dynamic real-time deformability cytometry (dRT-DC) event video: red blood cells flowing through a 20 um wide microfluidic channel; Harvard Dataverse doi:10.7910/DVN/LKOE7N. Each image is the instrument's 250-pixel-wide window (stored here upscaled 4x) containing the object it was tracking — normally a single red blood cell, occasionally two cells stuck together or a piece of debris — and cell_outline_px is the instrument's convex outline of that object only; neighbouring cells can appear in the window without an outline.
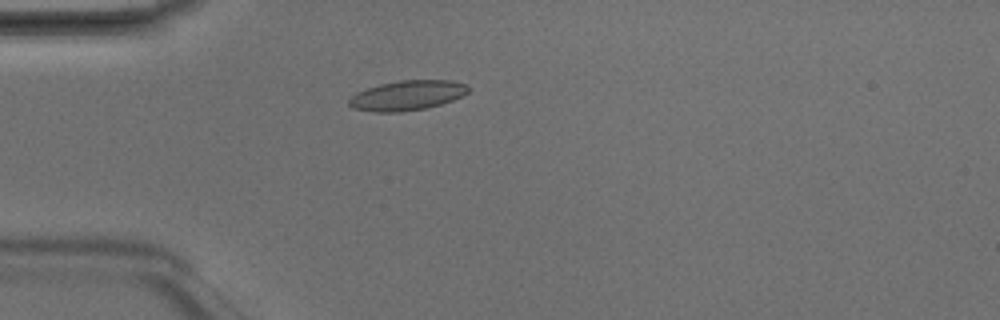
{"species": "Egyptian fruit bat (a non-hibernating species)", "species_latin": "Rousettus aegyptiacus", "temperature_condition": "room temperature", "stored_images_in_passage": 4, "camera_frame_rate_fps": 3000, "um_per_image_px": 0.085, "animal": {"sex": "male"}, "frame": {"image": 1, "passage_image": 4, "time_ms": 1.0, "image_size_px": [1000, 320], "cell_outline_px": [[468, 92], [452, 100], [428, 108], [400, 112], [372, 112], [352, 108], [348, 104], [348, 100], [356, 92], [380, 84], [400, 80], [448, 80], [464, 84], [468, 88]], "centroid_in_image_um": [34.56, 8.12], "position_along_channel_um": 50.4, "area_um2": 20.63}}